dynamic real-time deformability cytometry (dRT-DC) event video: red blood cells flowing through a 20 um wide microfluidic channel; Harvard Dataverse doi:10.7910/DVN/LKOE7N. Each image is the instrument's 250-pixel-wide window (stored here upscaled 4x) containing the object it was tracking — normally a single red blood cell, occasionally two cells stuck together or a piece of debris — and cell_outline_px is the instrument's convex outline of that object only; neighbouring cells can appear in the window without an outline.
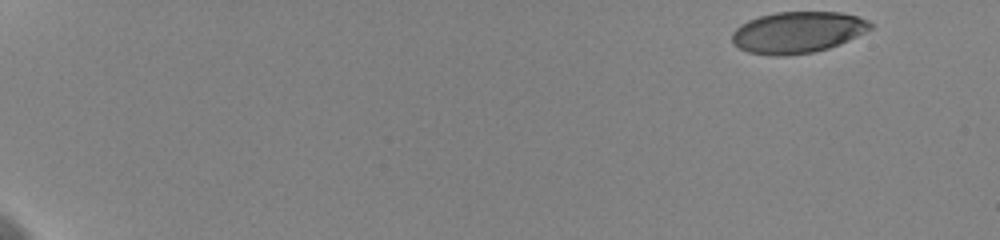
{"species": "human", "species_latin": "Homo sapiens", "temperature_condition": "cold", "stored_images_in_passage": 49, "camera_frame_rate_fps": 3000, "um_per_image_px": 0.085, "donor": {"sex": "female"}, "frame": {"image": 1, "passage_image": 1, "time_ms": 0.0, "image_size_px": [1000, 240], "cell_outline_px": [[872, 28], [840, 44], [828, 48], [812, 52], [784, 56], [776, 56], [748, 52], [740, 48], [732, 40], [732, 32], [740, 24], [748, 20], [760, 16], [776, 12], [840, 12], [856, 16], [868, 20], [872, 24]], "centroid_in_image_um": [67.78, 2.74], "position_along_channel_um": 17.2, "area_um2": 33.18}}
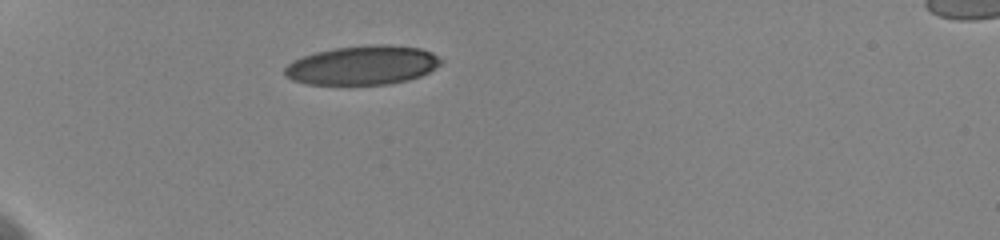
{"frame": {"image": 2, "passage_image": 16, "time_ms": 5.0, "image_size_px": [1000, 240], "cell_outline_px": [[444, 60], [440, 64], [428, 72], [420, 76], [408, 80], [388, 84], [308, 84], [292, 80], [284, 76], [284, 68], [292, 60], [316, 52], [336, 48], [372, 44], [388, 44], [420, 48], [432, 52]], "centroid_in_image_um": [30.82, 5.54], "position_along_channel_um": 54.2, "area_um2": 35.6}}
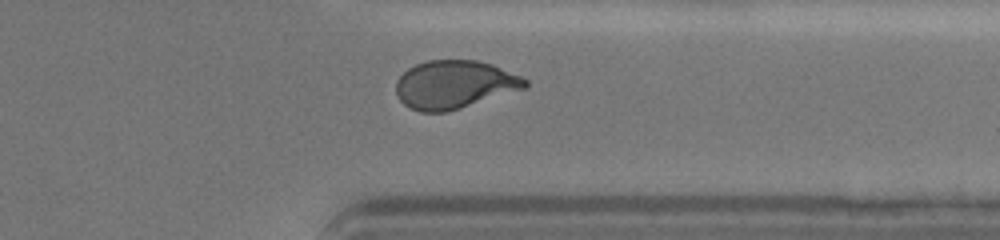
{"frame": {"image": 3, "passage_image": 45, "time_ms": 14.667, "image_size_px": [1000, 240], "cell_outline_px": [[528, 88], [460, 108], [444, 112], [420, 112], [404, 104], [400, 100], [396, 92], [396, 80], [408, 68], [416, 64], [428, 60], [476, 60], [492, 64], [520, 76], [528, 80]], "centroid_in_image_um": [38.64, 7.18], "position_along_channel_um": 372.8, "area_um2": 36.24}, "authors_computed_cell_mechanics": {"area_um2": 36.1828, "velocity_mm_per_s": 3.6043, "shape_relaxation_time_tau1_ms": 4.089, "shape_relaxation_time_tau2_ms": 0.8538, "deformation_change_tau1": 0.1634, "deformation_change_tau2": 0.0615}}